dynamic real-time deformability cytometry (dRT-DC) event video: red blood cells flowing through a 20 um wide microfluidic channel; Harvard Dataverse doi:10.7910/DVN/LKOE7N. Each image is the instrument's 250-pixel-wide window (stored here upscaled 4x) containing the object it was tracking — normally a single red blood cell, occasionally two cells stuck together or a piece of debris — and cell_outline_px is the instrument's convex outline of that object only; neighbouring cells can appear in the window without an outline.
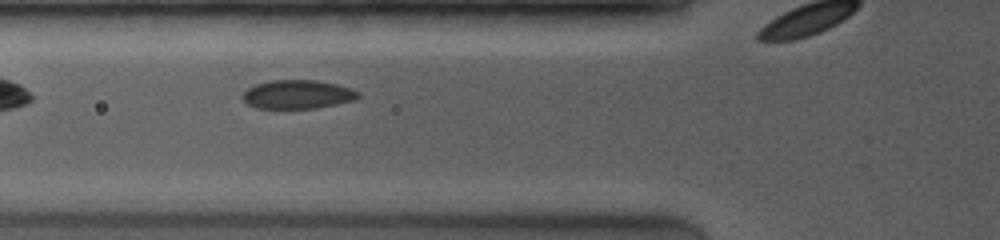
{"species": "common noctule bat (a hibernating species)", "species_latin": "Nyctalus noctula", "temperature_condition": "room temperature", "stored_images_in_passage": 17, "camera_frame_rate_fps": 4000, "um_per_image_px": 0.085, "animal": {"sex": "female", "body_mass_g": 19.0, "forearm_length_mm": 53.3}, "frame": {"image": 1, "passage_image": 3, "time_ms": 1.5, "image_size_px": [1000, 240], "cell_outline_px": [[360, 96], [356, 100], [316, 108], [256, 108], [248, 104], [240, 96], [248, 88], [256, 84], [272, 80], [316, 80], [336, 84], [360, 92]], "centroid_in_image_um": [25.29, 8.02], "position_along_channel_um": 100.5, "area_um2": 19.31}}
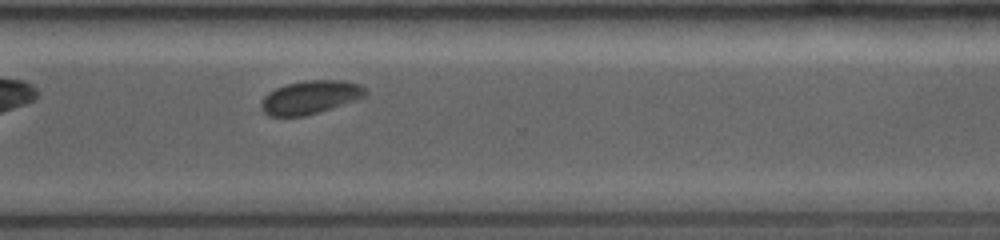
{"frame": {"image": 2, "passage_image": 12, "time_ms": 7.5, "image_size_px": [1000, 240], "cell_outline_px": [[368, 92], [364, 96], [356, 100], [332, 108], [304, 116], [268, 116], [260, 108], [260, 104], [264, 96], [268, 92], [276, 88], [288, 84], [304, 80], [344, 80], [360, 84]], "centroid_in_image_um": [26.36, 8.26], "position_along_channel_um": 344.2, "area_um2": 20.29}}